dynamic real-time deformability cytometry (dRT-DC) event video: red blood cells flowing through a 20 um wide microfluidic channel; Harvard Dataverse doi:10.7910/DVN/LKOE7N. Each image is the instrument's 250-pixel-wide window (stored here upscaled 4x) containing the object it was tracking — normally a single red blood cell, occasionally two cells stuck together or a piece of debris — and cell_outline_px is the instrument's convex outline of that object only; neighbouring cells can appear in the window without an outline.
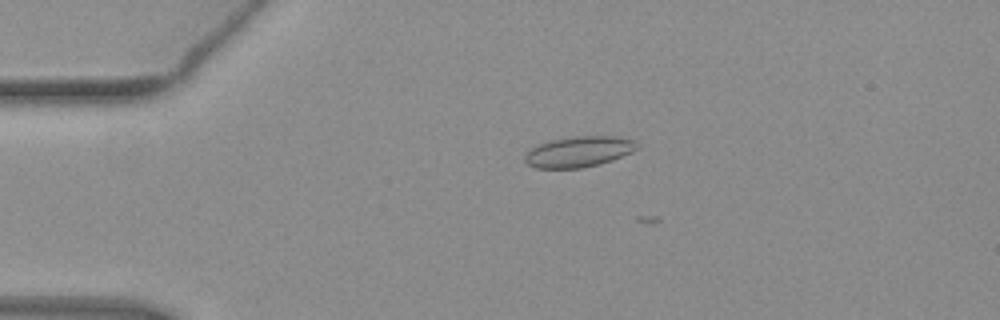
{"species": "common noctule bat (a hibernating species)", "species_latin": "Nyctalus noctula", "temperature_condition": "warm", "stored_images_in_passage": 4, "camera_frame_rate_fps": 3000, "um_per_image_px": 0.085, "animal": {"sex": "female", "body_mass_g": 19.3, "forearm_length_mm": 54.1}, "frame": {"image": 1, "passage_image": 1, "time_ms": 0.0, "image_size_px": [1000, 320], "cell_outline_px": [[640, 148], [632, 152], [612, 160], [580, 168], [536, 168], [528, 164], [524, 160], [524, 156], [532, 148], [540, 144], [552, 140], [572, 136], [616, 136], [636, 140]], "centroid_in_image_um": [49.24, 12.88], "position_along_channel_um": 35.8, "area_um2": 20.0}}